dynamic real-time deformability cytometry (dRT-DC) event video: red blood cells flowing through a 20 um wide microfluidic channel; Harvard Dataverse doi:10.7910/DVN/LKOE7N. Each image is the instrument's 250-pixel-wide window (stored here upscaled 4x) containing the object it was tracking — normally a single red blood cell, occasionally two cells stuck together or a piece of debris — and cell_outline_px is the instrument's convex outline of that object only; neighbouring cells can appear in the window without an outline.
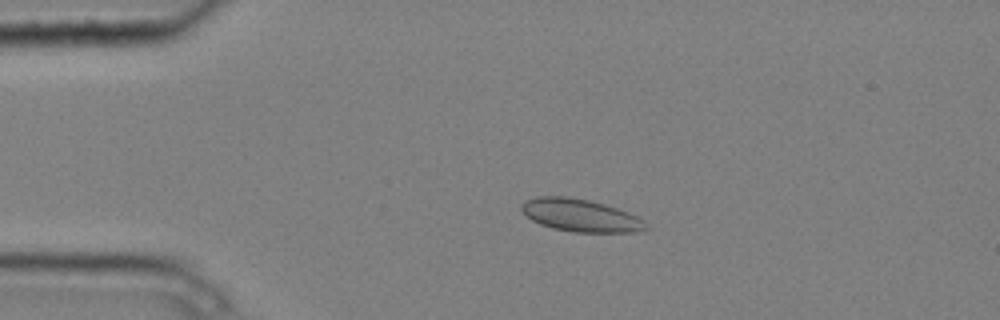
{"species": "common noctule bat (a hibernating species)", "species_latin": "Nyctalus noctula", "temperature_condition": "cold", "stored_images_in_passage": 4, "camera_frame_rate_fps": 3000, "um_per_image_px": 0.085, "animal": {"sex": "male", "body_mass_g": 20.4}, "frame": {"image": 1, "passage_image": 3, "time_ms": 0.667, "image_size_px": [1000, 320], "cell_outline_px": [[648, 228], [636, 232], [572, 232], [552, 228], [540, 224], [532, 220], [520, 208], [520, 204], [524, 200], [536, 196], [568, 196], [588, 200], [604, 204], [628, 212], [644, 220]], "centroid_in_image_um": [49.31, 18.3], "position_along_channel_um": 35.7, "area_um2": 23.64}}